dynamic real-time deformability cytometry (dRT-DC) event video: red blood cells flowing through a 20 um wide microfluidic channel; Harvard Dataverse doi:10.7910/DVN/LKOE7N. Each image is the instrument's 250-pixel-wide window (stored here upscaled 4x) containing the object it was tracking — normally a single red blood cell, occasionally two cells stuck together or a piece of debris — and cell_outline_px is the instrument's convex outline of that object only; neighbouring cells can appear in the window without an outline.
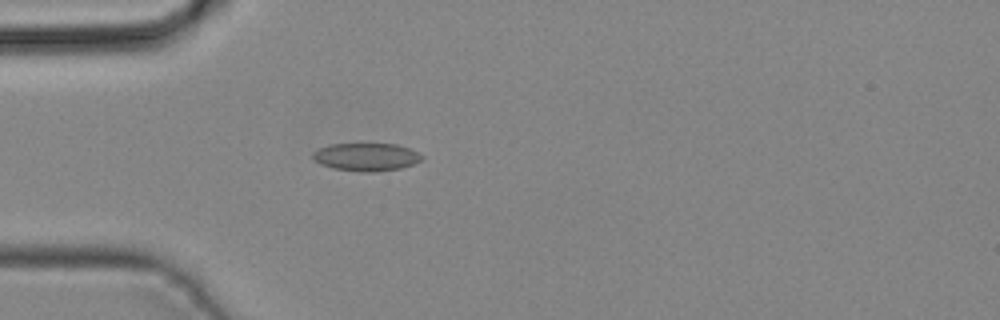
{"species": "common noctule bat (a hibernating species)", "species_latin": "Nyctalus noctula", "temperature_condition": "cold", "stored_images_in_passage": 42, "camera_frame_rate_fps": 3000, "um_per_image_px": 0.085, "animal": {"sex": "male", "body_mass_g": 19.2, "forearm_length_mm": 51.8}, "frame": {"image": 1, "passage_image": 12, "time_ms": 3.667, "image_size_px": [1000, 320], "cell_outline_px": [[424, 156], [420, 160], [412, 164], [400, 168], [372, 172], [364, 172], [332, 168], [320, 164], [312, 156], [312, 152], [328, 144], [396, 144], [408, 148]], "centroid_in_image_um": [31.1, 13.34], "position_along_channel_um": 53.9, "area_um2": 17.51}}
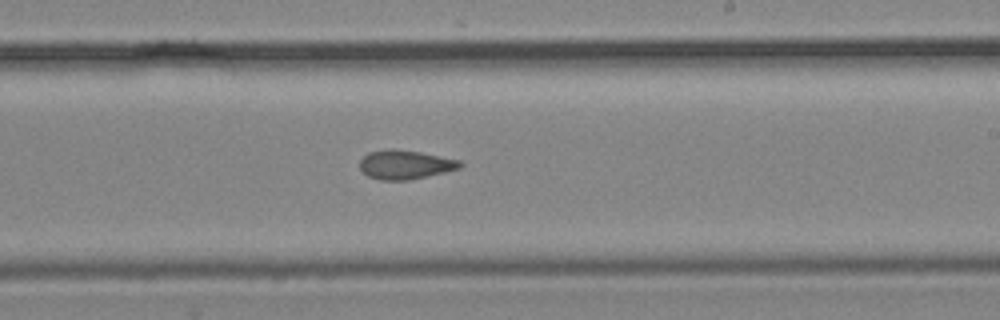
{"frame": {"image": 2, "passage_image": 25, "time_ms": 8.0, "image_size_px": [1000, 320], "cell_outline_px": [[464, 164], [460, 168], [428, 176], [408, 180], [380, 180], [368, 176], [360, 168], [360, 160], [368, 152], [392, 148], [396, 148], [420, 152], [460, 160]], "centroid_in_image_um": [34.44, 13.98], "position_along_channel_um": 254.6, "area_um2": 16.99}}
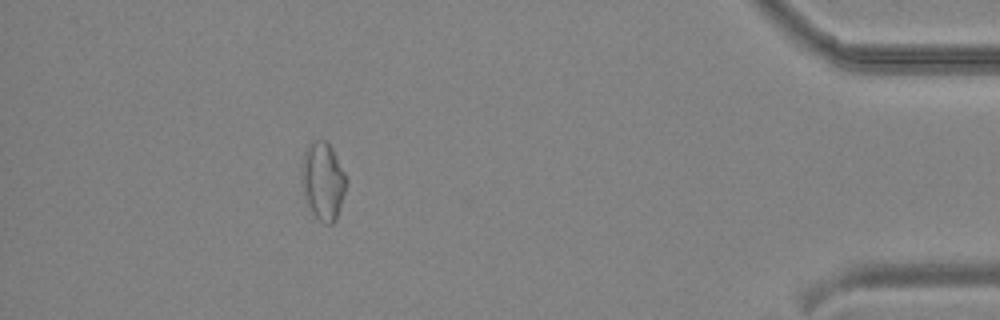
{"frame": {"image": 3, "passage_image": 38, "time_ms": 12.333, "image_size_px": [1000, 320], "cell_outline_px": [[348, 180], [336, 220], [332, 224], [324, 224], [312, 212], [308, 204], [300, 180], [300, 168], [304, 152], [308, 144], [312, 140], [324, 140], [332, 148]], "centroid_in_image_um": [27.43, 15.37], "position_along_channel_um": 407.8, "area_um2": 20.29}}